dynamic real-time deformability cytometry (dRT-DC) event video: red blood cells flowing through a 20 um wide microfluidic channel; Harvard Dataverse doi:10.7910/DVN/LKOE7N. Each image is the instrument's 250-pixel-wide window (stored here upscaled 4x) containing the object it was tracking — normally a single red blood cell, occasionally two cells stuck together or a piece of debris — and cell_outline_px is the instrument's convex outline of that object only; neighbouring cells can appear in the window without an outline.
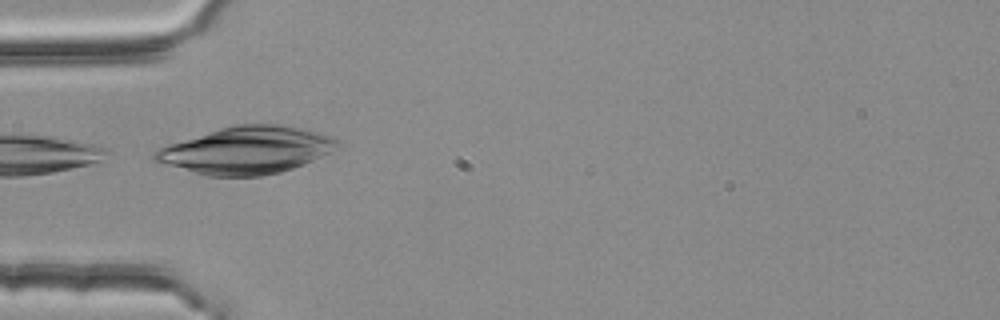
{"species": "common noctule bat (a hibernating species)", "species_latin": "Nyctalus noctula", "temperature_condition": "room temperature", "stored_images_in_passage": 2, "camera_frame_rate_fps": 3000, "um_per_image_px": 0.085, "animal": {"sex": "female", "body_mass_g": 25.1}, "frame": {"image": 1, "passage_image": 1, "time_ms": 0.0, "image_size_px": [1000, 320], "cell_outline_px": [[340, 144], [328, 152], [304, 164], [280, 172], [260, 176], [204, 176], [156, 160], [152, 156], [152, 152], [168, 144], [220, 128], [236, 124], [288, 124], [320, 132], [332, 136], [340, 140]], "centroid_in_image_um": [20.99, 12.75], "position_along_channel_um": 64.0, "area_um2": 50.0}}
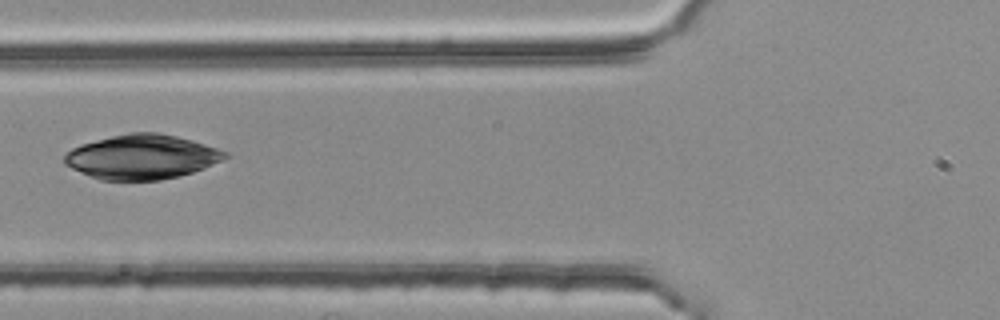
{"frame": {"image": 2, "passage_image": 2, "time_ms": 0.333, "image_size_px": [1000, 320], "cell_outline_px": [[232, 156], [224, 160], [204, 168], [180, 176], [160, 180], [100, 180], [72, 168], [64, 164], [64, 156], [72, 148], [80, 144], [112, 136], [132, 132], [156, 132], [176, 136], [192, 140], [228, 152]], "centroid_in_image_um": [12.09, 13.34], "position_along_channel_um": 113.7, "area_um2": 41.62}}